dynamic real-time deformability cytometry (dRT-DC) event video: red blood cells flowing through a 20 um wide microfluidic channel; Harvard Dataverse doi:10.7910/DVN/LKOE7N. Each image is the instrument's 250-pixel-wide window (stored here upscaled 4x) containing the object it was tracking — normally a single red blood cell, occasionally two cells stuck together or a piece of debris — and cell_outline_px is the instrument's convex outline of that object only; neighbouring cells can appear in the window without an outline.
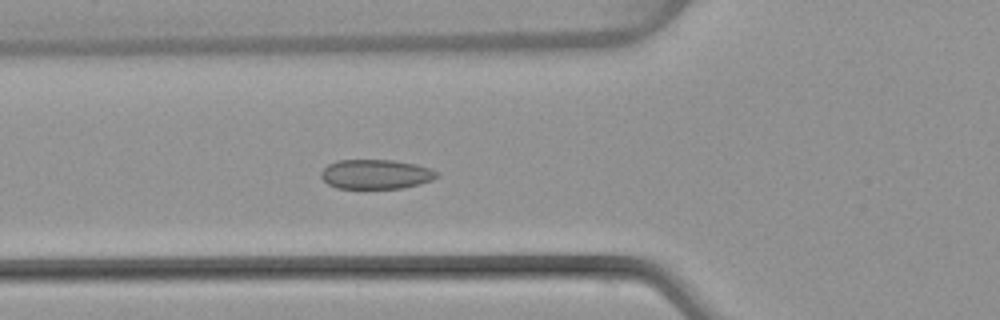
{"species": "common noctule bat (a hibernating species)", "species_latin": "Nyctalus noctula", "temperature_condition": "warm", "stored_images_in_passage": 51, "camera_frame_rate_fps": 3000, "um_per_image_px": 0.085, "animal": {"sex": "female", "body_mass_g": 22.7, "forearm_length_mm": 54.2}, "frame": {"image": 1, "passage_image": 19, "time_ms": 6.0, "image_size_px": [1000, 320], "cell_outline_px": [[440, 176], [432, 180], [420, 184], [404, 188], [336, 188], [328, 184], [320, 176], [320, 172], [328, 164], [336, 160], [392, 160], [416, 164], [432, 168], [440, 172]], "centroid_in_image_um": [31.99, 14.8], "position_along_channel_um": 93.8, "area_um2": 20.17}}
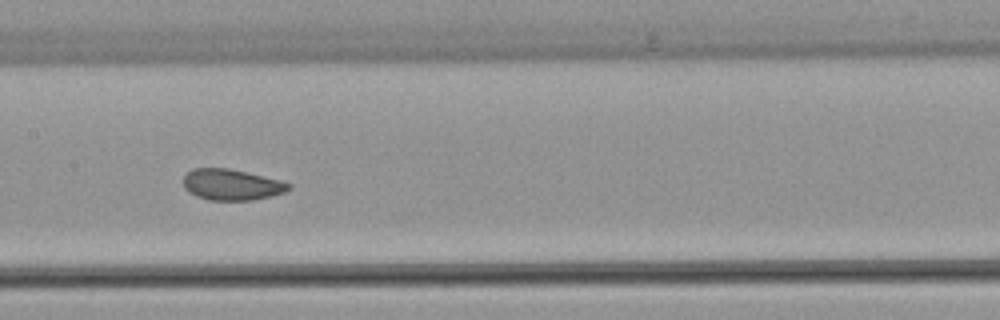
{"frame": {"image": 2, "passage_image": 26, "time_ms": 8.333, "image_size_px": [1000, 320], "cell_outline_px": [[292, 188], [284, 192], [272, 196], [252, 200], [208, 200], [196, 196], [188, 192], [184, 188], [184, 176], [192, 168], [228, 168], [280, 180], [292, 184]], "centroid_in_image_um": [19.68, 15.7], "position_along_channel_um": 187.7, "area_um2": 19.07}}
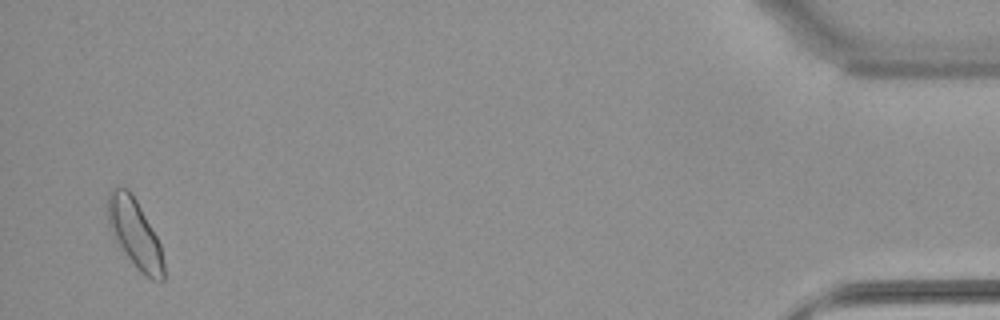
{"frame": {"image": 3, "passage_image": 50, "time_ms": 16.333, "image_size_px": [1000, 320], "cell_outline_px": [[164, 280], [152, 280], [144, 276], [136, 268], [116, 240], [112, 232], [108, 220], [108, 192], [116, 184], [128, 188], [132, 192], [156, 236], [160, 244], [164, 260]], "centroid_in_image_um": [11.47, 19.82], "position_along_channel_um": 423.7, "area_um2": 22.31}, "authors_computed_cell_mechanics": {"area_um2": 20.1722, "velocity_mm_per_s": 4.0125, "shape_relaxation_time_tau1_ms": 3.51, "shape_relaxation_time_tau2_ms": 0.9432, "deformation_change_tau1": 0.0762, "deformation_change_tau2": 0.0398}}